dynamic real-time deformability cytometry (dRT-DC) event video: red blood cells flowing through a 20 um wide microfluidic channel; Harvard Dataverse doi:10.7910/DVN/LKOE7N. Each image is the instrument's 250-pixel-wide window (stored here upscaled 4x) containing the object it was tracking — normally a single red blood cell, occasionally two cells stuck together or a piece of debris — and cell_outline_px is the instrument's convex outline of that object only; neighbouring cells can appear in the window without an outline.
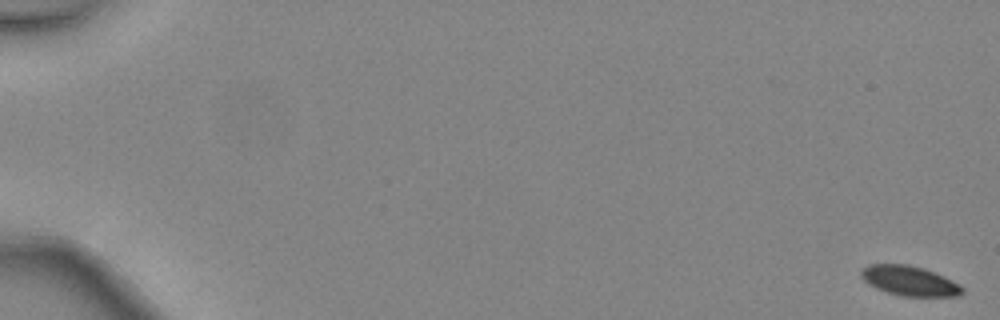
{"species": "common noctule bat (a hibernating species)", "species_latin": "Nyctalus noctula", "temperature_condition": "warm", "stored_images_in_passage": 6, "segment_of_instrument_passage": [1, 2], "camera_frame_rate_fps": 3000, "um_per_image_px": 0.085, "animal": {"sex": "female", "body_mass_g": 24.6, "forearm_length_mm": 56.2}, "frame": {"image": 1, "passage_image": 1, "time_ms": 0.0, "image_size_px": [1000, 320], "cell_outline_px": [[964, 292], [960, 296], [900, 296], [876, 288], [868, 284], [860, 276], [860, 272], [868, 264], [908, 264], [924, 268], [936, 272], [960, 284], [964, 288]], "centroid_in_image_um": [77.33, 23.86], "position_along_channel_um": 7.7, "area_um2": 17.74}}
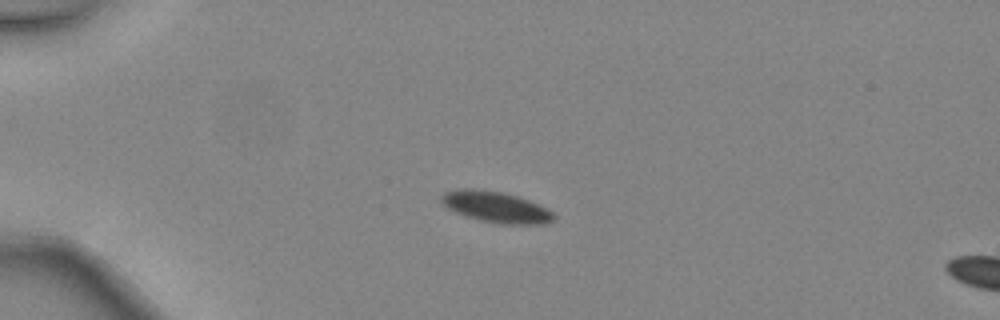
{"frame": {"image": 2, "passage_image": 4, "time_ms": 1.0, "image_size_px": [1000, 320], "cell_outline_px": [[556, 216], [552, 220], [540, 224], [504, 224], [480, 220], [456, 212], [448, 208], [440, 200], [440, 196], [444, 192], [456, 188], [472, 188], [504, 192], [528, 200], [552, 212]], "centroid_in_image_um": [42.1, 17.57], "position_along_channel_um": 42.9, "area_um2": 20.06}}